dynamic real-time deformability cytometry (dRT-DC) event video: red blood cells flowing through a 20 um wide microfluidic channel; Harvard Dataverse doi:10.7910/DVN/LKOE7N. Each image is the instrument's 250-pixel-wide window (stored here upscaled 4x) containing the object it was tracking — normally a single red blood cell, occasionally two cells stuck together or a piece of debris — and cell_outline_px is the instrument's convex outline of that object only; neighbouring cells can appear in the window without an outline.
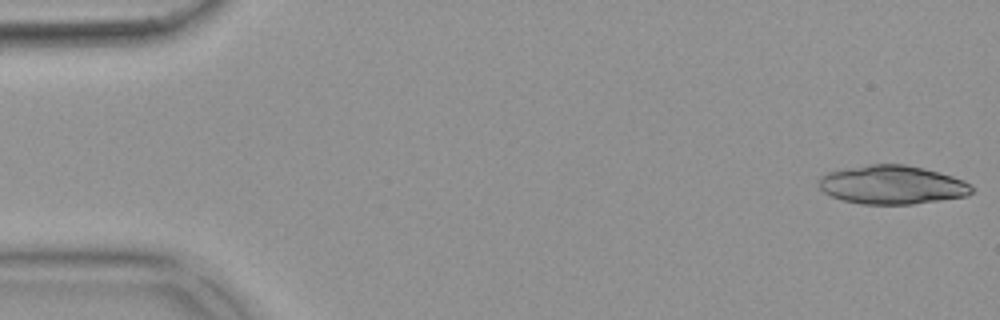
{"species": "common noctule bat (a hibernating species)", "species_latin": "Nyctalus noctula", "temperature_condition": "warm", "stored_images_in_passage": 18, "camera_frame_rate_fps": 3000, "um_per_image_px": 0.085, "animal": {"sex": "female", "body_mass_g": 18.4}, "frame": {"image": 1, "passage_image": 1, "time_ms": 0.0, "image_size_px": [1000, 320], "cell_outline_px": [[972, 192], [968, 196], [912, 204], [860, 204], [844, 200], [832, 196], [824, 192], [820, 188], [816, 180], [820, 176], [828, 172], [844, 168], [868, 164], [904, 164], [924, 168], [952, 176], [964, 180], [972, 184]], "centroid_in_image_um": [75.82, 15.7], "position_along_channel_um": 9.2, "area_um2": 34.68}}
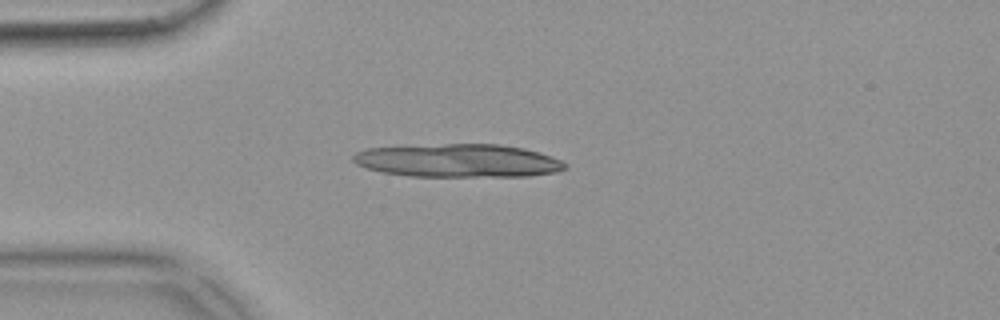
{"frame": {"image": 2, "passage_image": 13, "time_ms": 4.0, "image_size_px": [1000, 320], "cell_outline_px": [[568, 168], [556, 172], [532, 176], [408, 176], [384, 172], [364, 168], [356, 164], [352, 160], [352, 156], [356, 152], [368, 148], [444, 144], [500, 144], [524, 148], [540, 152], [552, 156], [560, 160]], "centroid_in_image_um": [38.95, 13.65], "position_along_channel_um": 46.0, "area_um2": 41.1}}